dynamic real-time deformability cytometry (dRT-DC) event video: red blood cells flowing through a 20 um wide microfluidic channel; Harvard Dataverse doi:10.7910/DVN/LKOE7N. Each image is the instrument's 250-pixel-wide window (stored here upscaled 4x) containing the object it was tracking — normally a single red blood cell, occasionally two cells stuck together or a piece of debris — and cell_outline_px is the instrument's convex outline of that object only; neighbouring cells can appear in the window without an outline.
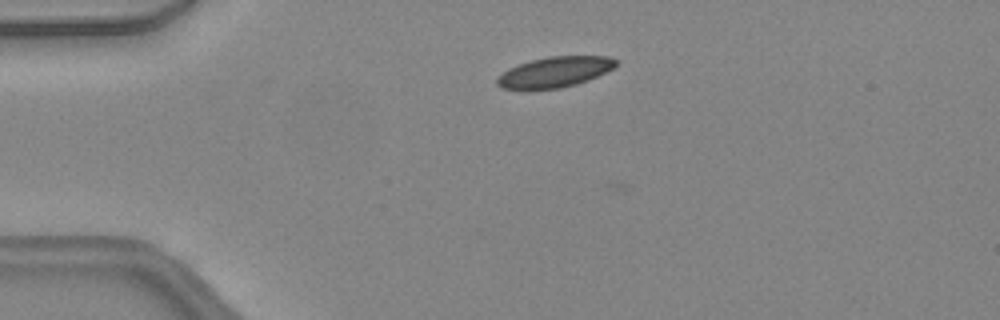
{"species": "common noctule bat (a hibernating species)", "species_latin": "Nyctalus noctula", "temperature_condition": "warm", "stored_images_in_passage": 9, "camera_frame_rate_fps": 3000, "um_per_image_px": 0.085, "animal": {"sex": "female", "body_mass_g": 24.6, "forearm_length_mm": 56.2}, "frame": {"image": 1, "passage_image": 4, "time_ms": 1.0, "image_size_px": [1000, 320], "cell_outline_px": [[620, 60], [612, 68], [588, 80], [576, 84], [560, 88], [500, 88], [496, 84], [496, 76], [508, 68], [532, 60], [548, 56], [608, 56]], "centroid_in_image_um": [47.14, 6.1], "position_along_channel_um": 37.9, "area_um2": 20.87}}